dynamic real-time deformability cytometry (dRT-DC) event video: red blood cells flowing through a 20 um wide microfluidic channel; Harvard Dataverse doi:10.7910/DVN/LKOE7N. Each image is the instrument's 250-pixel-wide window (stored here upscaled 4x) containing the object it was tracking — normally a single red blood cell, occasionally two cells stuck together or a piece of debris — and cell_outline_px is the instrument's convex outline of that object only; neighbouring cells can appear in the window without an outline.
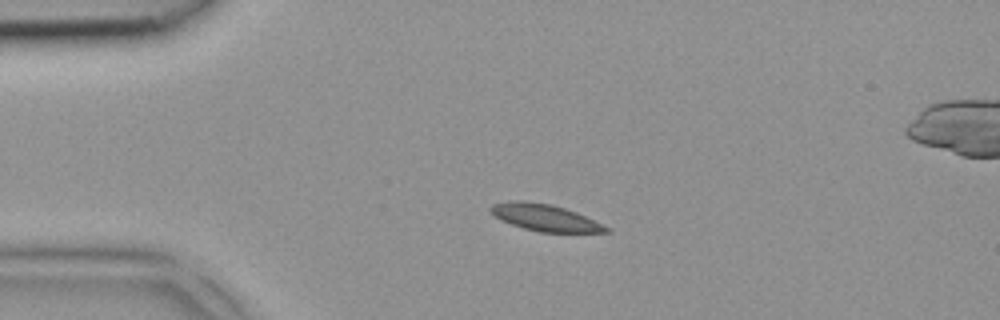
{"species": "common noctule bat (a hibernating species)", "species_latin": "Nyctalus noctula", "temperature_condition": "room temperature", "stored_images_in_passage": 3, "camera_frame_rate_fps": 3000, "um_per_image_px": 0.085, "animal": {"sex": "female", "body_mass_g": 18.4}, "frame": {"image": 1, "passage_image": 2, "time_ms": 0.333, "image_size_px": [1000, 320], "cell_outline_px": [[612, 232], [540, 232], [524, 228], [500, 220], [488, 208], [492, 204], [508, 200], [524, 200], [548, 204], [564, 208], [576, 212], [612, 228]], "centroid_in_image_um": [46.33, 18.49], "position_along_channel_um": 38.7, "area_um2": 17.98}}